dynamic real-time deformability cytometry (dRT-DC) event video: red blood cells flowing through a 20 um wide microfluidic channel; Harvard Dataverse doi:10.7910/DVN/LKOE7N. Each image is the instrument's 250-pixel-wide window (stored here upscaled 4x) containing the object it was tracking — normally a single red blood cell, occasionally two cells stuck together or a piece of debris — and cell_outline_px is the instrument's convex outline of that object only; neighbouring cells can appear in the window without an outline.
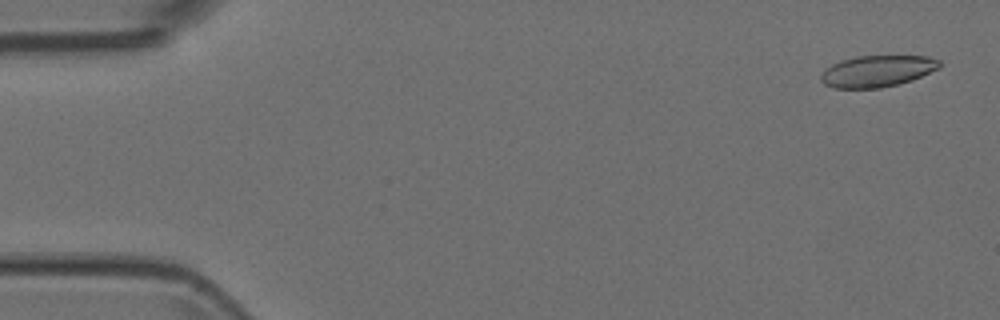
{"species": "Egyptian fruit bat (a non-hibernating species)", "species_latin": "Rousettus aegyptiacus", "temperature_condition": "room temperature", "stored_images_in_passage": 4, "camera_frame_rate_fps": 3000, "um_per_image_px": 0.085, "animal": {"sex": "female"}, "frame": {"image": 1, "passage_image": 1, "time_ms": 0.0, "image_size_px": [1000, 320], "cell_outline_px": [[940, 68], [912, 80], [900, 84], [880, 88], [832, 88], [824, 84], [820, 80], [820, 76], [832, 64], [840, 60], [856, 56], [928, 56], [940, 60]], "centroid_in_image_um": [74.58, 6.05], "position_along_channel_um": 10.4, "area_um2": 21.85}}